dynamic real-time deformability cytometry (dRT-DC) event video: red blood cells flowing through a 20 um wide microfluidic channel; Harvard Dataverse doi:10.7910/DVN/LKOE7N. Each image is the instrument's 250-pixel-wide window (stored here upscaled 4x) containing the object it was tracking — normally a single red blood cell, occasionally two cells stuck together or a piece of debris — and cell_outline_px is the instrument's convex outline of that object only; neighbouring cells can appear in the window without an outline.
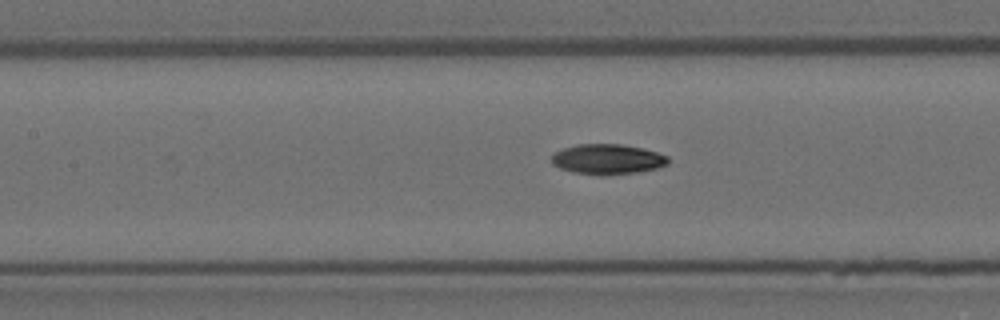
{"species": "Egyptian fruit bat (a non-hibernating species)", "species_latin": "Rousettus aegyptiacus", "temperature_condition": "room temperature", "stored_images_in_passage": 12, "camera_frame_rate_fps": 3000, "um_per_image_px": 0.085, "animal": {"sex": "female"}, "frame": {"image": 1, "passage_image": 6, "time_ms": 1.667, "image_size_px": [1000, 320], "cell_outline_px": [[668, 164], [656, 168], [640, 172], [604, 176], [600, 176], [572, 172], [560, 168], [552, 164], [552, 156], [556, 152], [564, 148], [576, 144], [620, 144], [640, 148], [656, 152], [668, 156]], "centroid_in_image_um": [51.63, 13.55], "position_along_channel_um": 155.8, "area_um2": 20.58}}
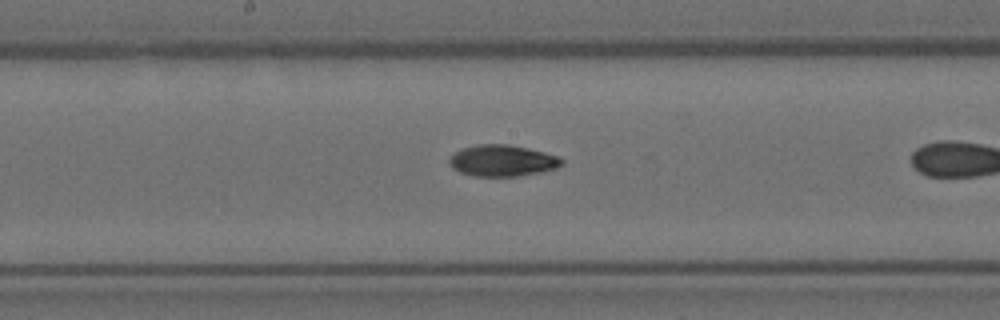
{"frame": {"image": 2, "passage_image": 10, "time_ms": 3.0, "image_size_px": [1000, 320], "cell_outline_px": [[564, 164], [556, 168], [540, 172], [520, 176], [472, 176], [460, 172], [452, 168], [448, 164], [448, 160], [456, 152], [464, 148], [476, 144], [508, 144], [528, 148], [544, 152], [556, 156], [564, 160]], "centroid_in_image_um": [42.7, 13.66], "position_along_channel_um": 205.5, "area_um2": 20.58}}